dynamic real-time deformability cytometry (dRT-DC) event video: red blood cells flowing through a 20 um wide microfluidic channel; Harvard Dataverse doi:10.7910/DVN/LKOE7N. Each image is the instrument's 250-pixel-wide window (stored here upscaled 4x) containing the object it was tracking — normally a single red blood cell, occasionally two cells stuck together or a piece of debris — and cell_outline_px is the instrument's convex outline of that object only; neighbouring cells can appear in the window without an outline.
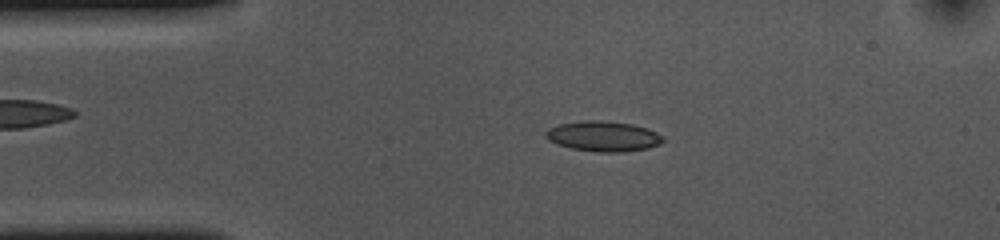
{"species": "common noctule bat (a hibernating species)", "species_latin": "Nyctalus noctula", "temperature_condition": "cold", "stored_images_in_passage": 52, "camera_frame_rate_fps": 3000, "um_per_image_px": 0.085, "animal": {"sex": "female", "body_mass_g": 10.0, "forearm_length_mm": 53.1}, "frame": {"image": 1, "passage_image": 9, "time_ms": 2.667, "image_size_px": [1000, 240], "cell_outline_px": [[664, 140], [660, 144], [648, 148], [620, 152], [596, 152], [572, 148], [556, 144], [548, 140], [544, 136], [548, 128], [560, 124], [588, 120], [604, 120], [632, 124], [648, 128], [664, 136]], "centroid_in_image_um": [51.29, 11.58], "position_along_channel_um": 33.7, "area_um2": 20.75}}
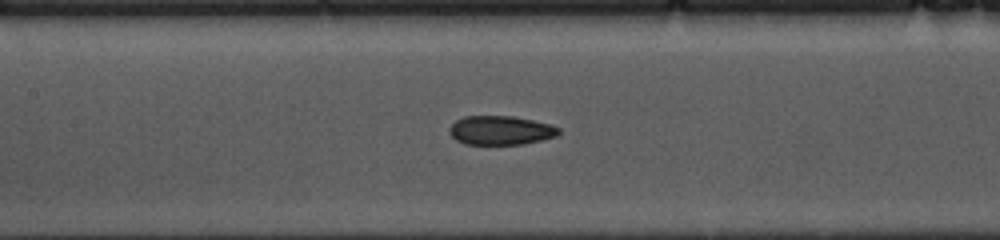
{"frame": {"image": 2, "passage_image": 22, "time_ms": 7.0, "image_size_px": [1000, 240], "cell_outline_px": [[560, 132], [556, 136], [524, 144], [468, 144], [456, 140], [448, 132], [448, 128], [456, 120], [464, 116], [512, 116], [532, 120], [548, 124], [560, 128]], "centroid_in_image_um": [42.53, 11.07], "position_along_channel_um": 164.9, "area_um2": 18.38}}
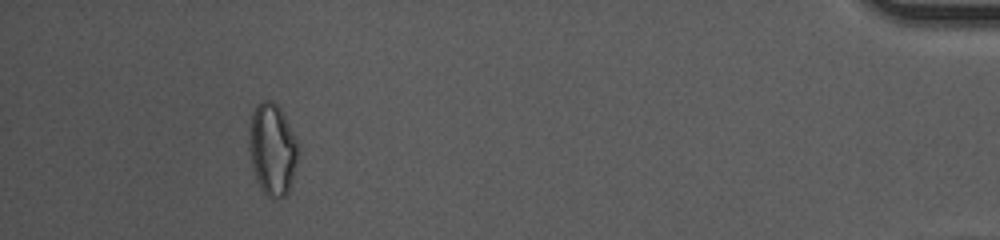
{"frame": {"image": 3, "passage_image": 48, "time_ms": 15.667, "image_size_px": [1000, 240], "cell_outline_px": [[300, 148], [288, 196], [280, 200], [272, 200], [260, 188], [256, 180], [252, 168], [248, 148], [248, 128], [252, 112], [256, 104], [260, 100], [272, 100], [280, 108], [300, 144]], "centroid_in_image_um": [23.14, 12.71], "position_along_channel_um": 412.1, "area_um2": 27.22}, "authors_computed_cell_mechanics": {"area_um2": 19.4497, "velocity_mm_per_s": 3.6566, "shape_relaxation_time_tau1_ms": 7.5549, "shape_relaxation_time_tau2_ms": 6.1683, "deformation_change_tau1": 0.1405, "deformation_change_tau2": 0.1135}}